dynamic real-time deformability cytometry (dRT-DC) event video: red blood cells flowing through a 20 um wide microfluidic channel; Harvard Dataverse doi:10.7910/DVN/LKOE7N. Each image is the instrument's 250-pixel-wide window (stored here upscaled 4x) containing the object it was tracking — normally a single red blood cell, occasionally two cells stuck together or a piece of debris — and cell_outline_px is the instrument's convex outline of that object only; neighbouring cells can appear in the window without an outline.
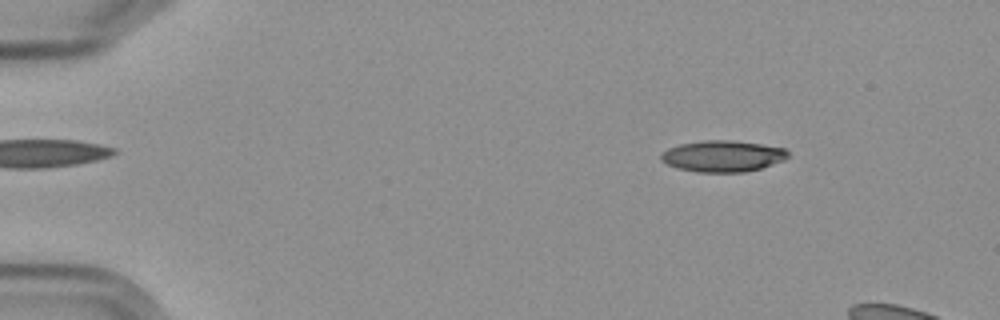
{"species": "Egyptian fruit bat (a non-hibernating species)", "species_latin": "Rousettus aegyptiacus", "temperature_condition": "cold", "stored_images_in_passage": 4, "camera_frame_rate_fps": 3000, "um_per_image_px": 0.085, "frame": {"image": 1, "passage_image": 2, "time_ms": 1.0, "image_size_px": [1000, 320], "cell_outline_px": [[788, 156], [784, 160], [760, 168], [744, 172], [700, 172], [676, 168], [660, 160], [660, 156], [668, 148], [680, 144], [704, 140], [732, 140], [760, 144], [784, 148], [788, 152]], "centroid_in_image_um": [61.41, 13.27], "position_along_channel_um": 23.6, "area_um2": 23.0}}